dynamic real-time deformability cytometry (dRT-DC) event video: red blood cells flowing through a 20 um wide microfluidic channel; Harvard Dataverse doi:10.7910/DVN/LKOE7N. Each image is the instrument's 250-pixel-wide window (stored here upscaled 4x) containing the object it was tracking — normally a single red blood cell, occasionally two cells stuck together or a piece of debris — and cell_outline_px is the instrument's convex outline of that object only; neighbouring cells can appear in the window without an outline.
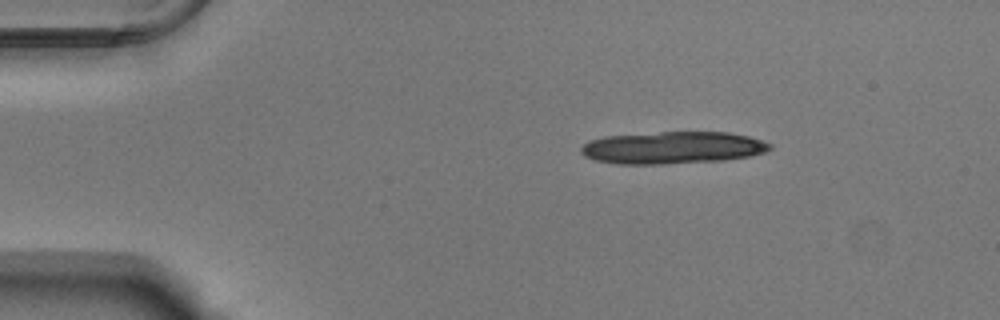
{"species": "Egyptian fruit bat (a non-hibernating species)", "species_latin": "Rousettus aegyptiacus", "temperature_condition": "warm", "stored_images_in_passage": 10, "camera_frame_rate_fps": 3000, "um_per_image_px": 0.085, "animal": {"sex": "male"}, "frame": {"image": 1, "passage_image": 1, "time_ms": 0.0, "image_size_px": [1000, 320], "cell_outline_px": [[772, 148], [768, 152], [748, 156], [724, 160], [660, 164], [616, 164], [596, 160], [584, 156], [580, 152], [580, 148], [588, 140], [604, 136], [660, 132], [728, 132], [748, 136], [772, 144]], "centroid_in_image_um": [57.16, 12.55], "position_along_channel_um": 27.8, "area_um2": 35.6}}